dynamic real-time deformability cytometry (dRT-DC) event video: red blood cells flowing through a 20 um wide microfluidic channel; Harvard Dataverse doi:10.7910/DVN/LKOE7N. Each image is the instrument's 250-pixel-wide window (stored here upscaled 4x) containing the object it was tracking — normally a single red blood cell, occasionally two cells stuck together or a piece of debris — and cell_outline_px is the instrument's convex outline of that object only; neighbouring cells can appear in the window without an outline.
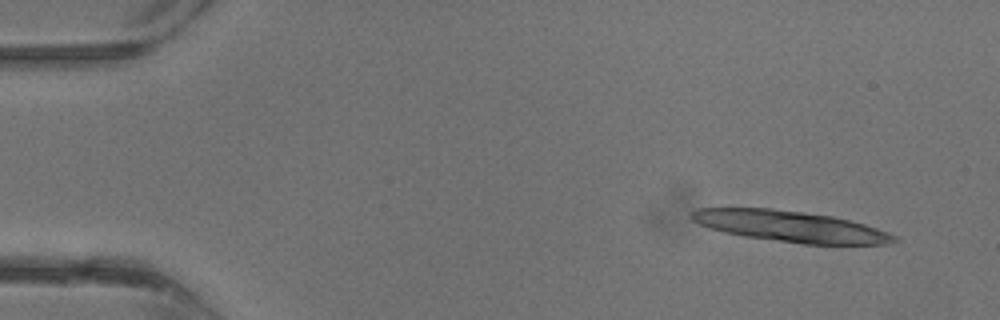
{"species": "common noctule bat (a hibernating species)", "species_latin": "Nyctalus noctula", "temperature_condition": "warm", "stored_images_in_passage": 8, "camera_frame_rate_fps": 3000, "um_per_image_px": 0.085, "animal": {"sex": "male", "body_mass_g": 13.3}, "frame": {"image": 1, "passage_image": 1, "time_ms": 0.0, "image_size_px": [1000, 320], "cell_outline_px": [[900, 240], [888, 244], [804, 244], [744, 236], [724, 232], [700, 224], [692, 220], [688, 216], [696, 208], [772, 208], [804, 212], [832, 216], [864, 224], [888, 232], [896, 236]], "centroid_in_image_um": [67.18, 19.24], "position_along_channel_um": 17.8, "area_um2": 36.47}}